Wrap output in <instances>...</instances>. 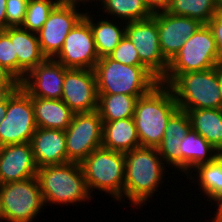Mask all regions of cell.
<instances>
[{
  "label": "cell",
  "instance_id": "6da1fadb",
  "mask_svg": "<svg viewBox=\"0 0 222 222\" xmlns=\"http://www.w3.org/2000/svg\"><path fill=\"white\" fill-rule=\"evenodd\" d=\"M125 179L122 202L135 209L147 206L166 182L168 166L155 147H138L125 152ZM167 167V168H166ZM163 183V184H162ZM162 184V185H160ZM159 188V189H158ZM125 198L127 201H125Z\"/></svg>",
  "mask_w": 222,
  "mask_h": 222
},
{
  "label": "cell",
  "instance_id": "7a4b0ae2",
  "mask_svg": "<svg viewBox=\"0 0 222 222\" xmlns=\"http://www.w3.org/2000/svg\"><path fill=\"white\" fill-rule=\"evenodd\" d=\"M37 180L45 206H73L92 202L80 163L68 162L38 168ZM85 202V203H84Z\"/></svg>",
  "mask_w": 222,
  "mask_h": 222
},
{
  "label": "cell",
  "instance_id": "3957f363",
  "mask_svg": "<svg viewBox=\"0 0 222 222\" xmlns=\"http://www.w3.org/2000/svg\"><path fill=\"white\" fill-rule=\"evenodd\" d=\"M177 110L176 99L165 84L159 83L149 93L139 97L133 120L140 145L157 148L163 140L168 120Z\"/></svg>",
  "mask_w": 222,
  "mask_h": 222
},
{
  "label": "cell",
  "instance_id": "277c9868",
  "mask_svg": "<svg viewBox=\"0 0 222 222\" xmlns=\"http://www.w3.org/2000/svg\"><path fill=\"white\" fill-rule=\"evenodd\" d=\"M160 83L171 89L179 110L222 108L218 66L204 71L165 74Z\"/></svg>",
  "mask_w": 222,
  "mask_h": 222
},
{
  "label": "cell",
  "instance_id": "5b68a950",
  "mask_svg": "<svg viewBox=\"0 0 222 222\" xmlns=\"http://www.w3.org/2000/svg\"><path fill=\"white\" fill-rule=\"evenodd\" d=\"M98 94H126L142 97L160 80L146 66L122 64L109 56L99 58L95 65Z\"/></svg>",
  "mask_w": 222,
  "mask_h": 222
},
{
  "label": "cell",
  "instance_id": "8992f818",
  "mask_svg": "<svg viewBox=\"0 0 222 222\" xmlns=\"http://www.w3.org/2000/svg\"><path fill=\"white\" fill-rule=\"evenodd\" d=\"M88 189L108 194L112 200L122 202L125 179V156L123 152L99 147L81 163ZM97 190V191H96Z\"/></svg>",
  "mask_w": 222,
  "mask_h": 222
},
{
  "label": "cell",
  "instance_id": "52a82bcc",
  "mask_svg": "<svg viewBox=\"0 0 222 222\" xmlns=\"http://www.w3.org/2000/svg\"><path fill=\"white\" fill-rule=\"evenodd\" d=\"M4 222H34L46 207L37 177L0 185Z\"/></svg>",
  "mask_w": 222,
  "mask_h": 222
},
{
  "label": "cell",
  "instance_id": "ba28073f",
  "mask_svg": "<svg viewBox=\"0 0 222 222\" xmlns=\"http://www.w3.org/2000/svg\"><path fill=\"white\" fill-rule=\"evenodd\" d=\"M222 65L215 38L207 24H203L168 62L166 74L204 71Z\"/></svg>",
  "mask_w": 222,
  "mask_h": 222
},
{
  "label": "cell",
  "instance_id": "9c48e42d",
  "mask_svg": "<svg viewBox=\"0 0 222 222\" xmlns=\"http://www.w3.org/2000/svg\"><path fill=\"white\" fill-rule=\"evenodd\" d=\"M37 128L32 97L19 86L7 92V111L0 122V147L30 142Z\"/></svg>",
  "mask_w": 222,
  "mask_h": 222
},
{
  "label": "cell",
  "instance_id": "30bf717a",
  "mask_svg": "<svg viewBox=\"0 0 222 222\" xmlns=\"http://www.w3.org/2000/svg\"><path fill=\"white\" fill-rule=\"evenodd\" d=\"M65 137L67 163H81L91 152L102 147L103 121L99 112L74 113Z\"/></svg>",
  "mask_w": 222,
  "mask_h": 222
},
{
  "label": "cell",
  "instance_id": "8fae6325",
  "mask_svg": "<svg viewBox=\"0 0 222 222\" xmlns=\"http://www.w3.org/2000/svg\"><path fill=\"white\" fill-rule=\"evenodd\" d=\"M125 36L134 44L140 61L161 80L168 70V60L163 56L156 19L126 22Z\"/></svg>",
  "mask_w": 222,
  "mask_h": 222
},
{
  "label": "cell",
  "instance_id": "7c38bea8",
  "mask_svg": "<svg viewBox=\"0 0 222 222\" xmlns=\"http://www.w3.org/2000/svg\"><path fill=\"white\" fill-rule=\"evenodd\" d=\"M54 59L65 68L94 70L99 56L90 24L84 17L68 33L62 50Z\"/></svg>",
  "mask_w": 222,
  "mask_h": 222
},
{
  "label": "cell",
  "instance_id": "4fadbf2b",
  "mask_svg": "<svg viewBox=\"0 0 222 222\" xmlns=\"http://www.w3.org/2000/svg\"><path fill=\"white\" fill-rule=\"evenodd\" d=\"M76 7L55 6L37 33L42 54L54 59L62 50L71 29L84 17L85 11ZM84 12V13H83Z\"/></svg>",
  "mask_w": 222,
  "mask_h": 222
},
{
  "label": "cell",
  "instance_id": "5bb4252c",
  "mask_svg": "<svg viewBox=\"0 0 222 222\" xmlns=\"http://www.w3.org/2000/svg\"><path fill=\"white\" fill-rule=\"evenodd\" d=\"M61 100L74 113L94 112L98 108L96 75L91 69L65 71Z\"/></svg>",
  "mask_w": 222,
  "mask_h": 222
},
{
  "label": "cell",
  "instance_id": "9a60e30c",
  "mask_svg": "<svg viewBox=\"0 0 222 222\" xmlns=\"http://www.w3.org/2000/svg\"><path fill=\"white\" fill-rule=\"evenodd\" d=\"M157 21L160 49L170 61L202 25L199 20L170 14L166 11L153 13Z\"/></svg>",
  "mask_w": 222,
  "mask_h": 222
},
{
  "label": "cell",
  "instance_id": "2e32d148",
  "mask_svg": "<svg viewBox=\"0 0 222 222\" xmlns=\"http://www.w3.org/2000/svg\"><path fill=\"white\" fill-rule=\"evenodd\" d=\"M67 69L55 59L46 58L25 75L20 86L31 97L61 99Z\"/></svg>",
  "mask_w": 222,
  "mask_h": 222
},
{
  "label": "cell",
  "instance_id": "e0dca14e",
  "mask_svg": "<svg viewBox=\"0 0 222 222\" xmlns=\"http://www.w3.org/2000/svg\"><path fill=\"white\" fill-rule=\"evenodd\" d=\"M37 171L30 142L0 147V185L36 177Z\"/></svg>",
  "mask_w": 222,
  "mask_h": 222
},
{
  "label": "cell",
  "instance_id": "ac0fdd59",
  "mask_svg": "<svg viewBox=\"0 0 222 222\" xmlns=\"http://www.w3.org/2000/svg\"><path fill=\"white\" fill-rule=\"evenodd\" d=\"M30 143L38 168L67 163L64 130L37 127Z\"/></svg>",
  "mask_w": 222,
  "mask_h": 222
},
{
  "label": "cell",
  "instance_id": "d6986e66",
  "mask_svg": "<svg viewBox=\"0 0 222 222\" xmlns=\"http://www.w3.org/2000/svg\"><path fill=\"white\" fill-rule=\"evenodd\" d=\"M191 129V121L186 111L177 110L168 120L164 131V137L157 146L162 161L171 169L174 167L176 173L181 176V151L179 145L181 140Z\"/></svg>",
  "mask_w": 222,
  "mask_h": 222
},
{
  "label": "cell",
  "instance_id": "ffe728a7",
  "mask_svg": "<svg viewBox=\"0 0 222 222\" xmlns=\"http://www.w3.org/2000/svg\"><path fill=\"white\" fill-rule=\"evenodd\" d=\"M91 6L89 7L91 8V12L86 11L84 14V18L90 24L97 54L99 58H102L108 56L119 44V42L124 38L126 31V22L120 20L114 21V19L110 18L108 20V15H103L100 18L101 15L99 14L98 20L96 19L97 17H93L95 16V14H93L95 12L93 10V4Z\"/></svg>",
  "mask_w": 222,
  "mask_h": 222
},
{
  "label": "cell",
  "instance_id": "44dd1931",
  "mask_svg": "<svg viewBox=\"0 0 222 222\" xmlns=\"http://www.w3.org/2000/svg\"><path fill=\"white\" fill-rule=\"evenodd\" d=\"M181 177H186L198 165L213 162L218 151L192 128L181 140Z\"/></svg>",
  "mask_w": 222,
  "mask_h": 222
},
{
  "label": "cell",
  "instance_id": "7402d4cb",
  "mask_svg": "<svg viewBox=\"0 0 222 222\" xmlns=\"http://www.w3.org/2000/svg\"><path fill=\"white\" fill-rule=\"evenodd\" d=\"M35 122L39 128L66 130L74 112L61 99L32 97Z\"/></svg>",
  "mask_w": 222,
  "mask_h": 222
},
{
  "label": "cell",
  "instance_id": "603a6c76",
  "mask_svg": "<svg viewBox=\"0 0 222 222\" xmlns=\"http://www.w3.org/2000/svg\"><path fill=\"white\" fill-rule=\"evenodd\" d=\"M14 49L18 57V81L46 57L42 54L38 35L20 26L14 27Z\"/></svg>",
  "mask_w": 222,
  "mask_h": 222
},
{
  "label": "cell",
  "instance_id": "cb8c5ba5",
  "mask_svg": "<svg viewBox=\"0 0 222 222\" xmlns=\"http://www.w3.org/2000/svg\"><path fill=\"white\" fill-rule=\"evenodd\" d=\"M140 146L133 117L103 122L102 147L125 153Z\"/></svg>",
  "mask_w": 222,
  "mask_h": 222
},
{
  "label": "cell",
  "instance_id": "d4e9b609",
  "mask_svg": "<svg viewBox=\"0 0 222 222\" xmlns=\"http://www.w3.org/2000/svg\"><path fill=\"white\" fill-rule=\"evenodd\" d=\"M188 178L195 188L197 185L199 192L202 191L201 196L205 195L203 198L211 203V207L222 196V161L218 157L213 162L198 165L186 176V180Z\"/></svg>",
  "mask_w": 222,
  "mask_h": 222
},
{
  "label": "cell",
  "instance_id": "484cf974",
  "mask_svg": "<svg viewBox=\"0 0 222 222\" xmlns=\"http://www.w3.org/2000/svg\"><path fill=\"white\" fill-rule=\"evenodd\" d=\"M186 112L191 121V128L219 151L222 148V108H206Z\"/></svg>",
  "mask_w": 222,
  "mask_h": 222
},
{
  "label": "cell",
  "instance_id": "4316f807",
  "mask_svg": "<svg viewBox=\"0 0 222 222\" xmlns=\"http://www.w3.org/2000/svg\"><path fill=\"white\" fill-rule=\"evenodd\" d=\"M98 5L101 7L96 12L101 15L107 13V18L111 16L110 19L123 22L145 20L153 16L144 0H98Z\"/></svg>",
  "mask_w": 222,
  "mask_h": 222
},
{
  "label": "cell",
  "instance_id": "83f0119b",
  "mask_svg": "<svg viewBox=\"0 0 222 222\" xmlns=\"http://www.w3.org/2000/svg\"><path fill=\"white\" fill-rule=\"evenodd\" d=\"M139 97L126 94H98L97 111L103 122H112L134 116Z\"/></svg>",
  "mask_w": 222,
  "mask_h": 222
},
{
  "label": "cell",
  "instance_id": "f1b7e54d",
  "mask_svg": "<svg viewBox=\"0 0 222 222\" xmlns=\"http://www.w3.org/2000/svg\"><path fill=\"white\" fill-rule=\"evenodd\" d=\"M222 10L216 0H172L166 12L199 20L207 24L210 19Z\"/></svg>",
  "mask_w": 222,
  "mask_h": 222
},
{
  "label": "cell",
  "instance_id": "f546056e",
  "mask_svg": "<svg viewBox=\"0 0 222 222\" xmlns=\"http://www.w3.org/2000/svg\"><path fill=\"white\" fill-rule=\"evenodd\" d=\"M55 6L54 0H29L24 21L20 27L37 34Z\"/></svg>",
  "mask_w": 222,
  "mask_h": 222
},
{
  "label": "cell",
  "instance_id": "4dcf8cb0",
  "mask_svg": "<svg viewBox=\"0 0 222 222\" xmlns=\"http://www.w3.org/2000/svg\"><path fill=\"white\" fill-rule=\"evenodd\" d=\"M0 64L18 80V57L14 49V27L0 31Z\"/></svg>",
  "mask_w": 222,
  "mask_h": 222
},
{
  "label": "cell",
  "instance_id": "1f68e13d",
  "mask_svg": "<svg viewBox=\"0 0 222 222\" xmlns=\"http://www.w3.org/2000/svg\"><path fill=\"white\" fill-rule=\"evenodd\" d=\"M111 59L126 65L145 66L138 56L134 44L126 37L119 42L115 49L108 55Z\"/></svg>",
  "mask_w": 222,
  "mask_h": 222
},
{
  "label": "cell",
  "instance_id": "d6a6232c",
  "mask_svg": "<svg viewBox=\"0 0 222 222\" xmlns=\"http://www.w3.org/2000/svg\"><path fill=\"white\" fill-rule=\"evenodd\" d=\"M29 0L6 1V23L9 27L21 26L26 15Z\"/></svg>",
  "mask_w": 222,
  "mask_h": 222
},
{
  "label": "cell",
  "instance_id": "836d02e7",
  "mask_svg": "<svg viewBox=\"0 0 222 222\" xmlns=\"http://www.w3.org/2000/svg\"><path fill=\"white\" fill-rule=\"evenodd\" d=\"M215 38L216 46L222 63V10L218 11L207 23Z\"/></svg>",
  "mask_w": 222,
  "mask_h": 222
},
{
  "label": "cell",
  "instance_id": "e575fe53",
  "mask_svg": "<svg viewBox=\"0 0 222 222\" xmlns=\"http://www.w3.org/2000/svg\"><path fill=\"white\" fill-rule=\"evenodd\" d=\"M20 86V82L0 64V92L15 90Z\"/></svg>",
  "mask_w": 222,
  "mask_h": 222
},
{
  "label": "cell",
  "instance_id": "d590c367",
  "mask_svg": "<svg viewBox=\"0 0 222 222\" xmlns=\"http://www.w3.org/2000/svg\"><path fill=\"white\" fill-rule=\"evenodd\" d=\"M57 6H69V7H76L80 9H84L86 7H84L86 4L88 6H90L93 2V4L95 5L94 7L97 9L98 7V0H54ZM96 1V2H95ZM91 3V4H88ZM83 4V5H82ZM81 5L83 8H81Z\"/></svg>",
  "mask_w": 222,
  "mask_h": 222
},
{
  "label": "cell",
  "instance_id": "8d00e7d4",
  "mask_svg": "<svg viewBox=\"0 0 222 222\" xmlns=\"http://www.w3.org/2000/svg\"><path fill=\"white\" fill-rule=\"evenodd\" d=\"M172 0H144L152 13L166 11Z\"/></svg>",
  "mask_w": 222,
  "mask_h": 222
},
{
  "label": "cell",
  "instance_id": "74e56055",
  "mask_svg": "<svg viewBox=\"0 0 222 222\" xmlns=\"http://www.w3.org/2000/svg\"><path fill=\"white\" fill-rule=\"evenodd\" d=\"M6 1L0 0V31H4L9 27L6 23Z\"/></svg>",
  "mask_w": 222,
  "mask_h": 222
},
{
  "label": "cell",
  "instance_id": "f35d334b",
  "mask_svg": "<svg viewBox=\"0 0 222 222\" xmlns=\"http://www.w3.org/2000/svg\"><path fill=\"white\" fill-rule=\"evenodd\" d=\"M7 111V92H0V122Z\"/></svg>",
  "mask_w": 222,
  "mask_h": 222
},
{
  "label": "cell",
  "instance_id": "ab89813d",
  "mask_svg": "<svg viewBox=\"0 0 222 222\" xmlns=\"http://www.w3.org/2000/svg\"><path fill=\"white\" fill-rule=\"evenodd\" d=\"M215 206L214 209L216 210L215 212H213V214H215L216 216L222 218V196H220L215 202L214 204H212V206Z\"/></svg>",
  "mask_w": 222,
  "mask_h": 222
},
{
  "label": "cell",
  "instance_id": "60d3db41",
  "mask_svg": "<svg viewBox=\"0 0 222 222\" xmlns=\"http://www.w3.org/2000/svg\"><path fill=\"white\" fill-rule=\"evenodd\" d=\"M218 82H219V91L222 96V65L218 66Z\"/></svg>",
  "mask_w": 222,
  "mask_h": 222
},
{
  "label": "cell",
  "instance_id": "b9f144b4",
  "mask_svg": "<svg viewBox=\"0 0 222 222\" xmlns=\"http://www.w3.org/2000/svg\"><path fill=\"white\" fill-rule=\"evenodd\" d=\"M212 215H213L212 218H208V219H210V220H208V222L209 221H211V222H222V218L216 216L215 214H212Z\"/></svg>",
  "mask_w": 222,
  "mask_h": 222
},
{
  "label": "cell",
  "instance_id": "7bdbcfd3",
  "mask_svg": "<svg viewBox=\"0 0 222 222\" xmlns=\"http://www.w3.org/2000/svg\"><path fill=\"white\" fill-rule=\"evenodd\" d=\"M4 222V218H3V215H2V207H1V199H0V222Z\"/></svg>",
  "mask_w": 222,
  "mask_h": 222
},
{
  "label": "cell",
  "instance_id": "ee69618b",
  "mask_svg": "<svg viewBox=\"0 0 222 222\" xmlns=\"http://www.w3.org/2000/svg\"><path fill=\"white\" fill-rule=\"evenodd\" d=\"M218 158L222 161V148L218 151Z\"/></svg>",
  "mask_w": 222,
  "mask_h": 222
},
{
  "label": "cell",
  "instance_id": "f6af8a7d",
  "mask_svg": "<svg viewBox=\"0 0 222 222\" xmlns=\"http://www.w3.org/2000/svg\"><path fill=\"white\" fill-rule=\"evenodd\" d=\"M217 5L222 9V0H216Z\"/></svg>",
  "mask_w": 222,
  "mask_h": 222
}]
</instances>
